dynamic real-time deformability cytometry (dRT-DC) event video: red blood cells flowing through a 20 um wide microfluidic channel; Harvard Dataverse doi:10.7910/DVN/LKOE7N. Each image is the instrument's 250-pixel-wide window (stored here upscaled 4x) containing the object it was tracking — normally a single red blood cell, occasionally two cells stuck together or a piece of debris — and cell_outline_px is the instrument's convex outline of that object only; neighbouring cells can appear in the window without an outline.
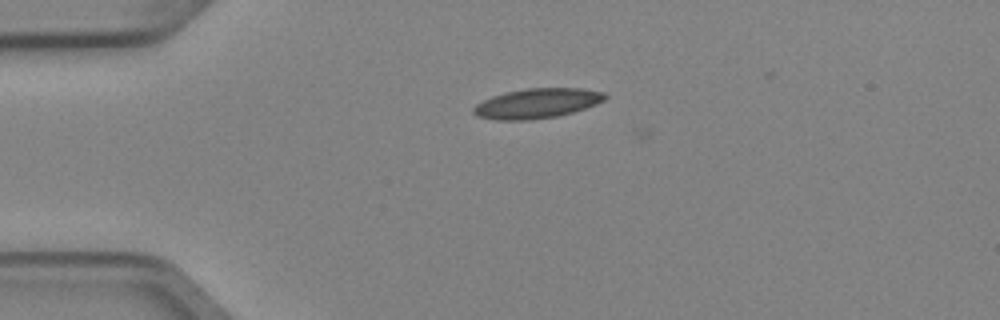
{"species": "Egyptian fruit bat (a non-hibernating species)", "species_latin": "Rousettus aegyptiacus", "temperature_condition": "cold", "stored_images_in_passage": 3, "camera_frame_rate_fps": 3000, "um_per_image_px": 0.085, "animal": {"sex": "female"}, "frame": {"image": 1, "passage_image": 3, "time_ms": 0.667, "image_size_px": [1000, 320], "cell_outline_px": [[608, 96], [604, 100], [596, 104], [572, 112], [556, 116], [528, 120], [496, 120], [476, 116], [472, 112], [472, 108], [476, 104], [492, 96], [504, 92], [524, 88], [584, 88], [604, 92]], "centroid_in_image_um": [45.62, 8.78], "position_along_channel_um": 39.4, "area_um2": 22.95}}